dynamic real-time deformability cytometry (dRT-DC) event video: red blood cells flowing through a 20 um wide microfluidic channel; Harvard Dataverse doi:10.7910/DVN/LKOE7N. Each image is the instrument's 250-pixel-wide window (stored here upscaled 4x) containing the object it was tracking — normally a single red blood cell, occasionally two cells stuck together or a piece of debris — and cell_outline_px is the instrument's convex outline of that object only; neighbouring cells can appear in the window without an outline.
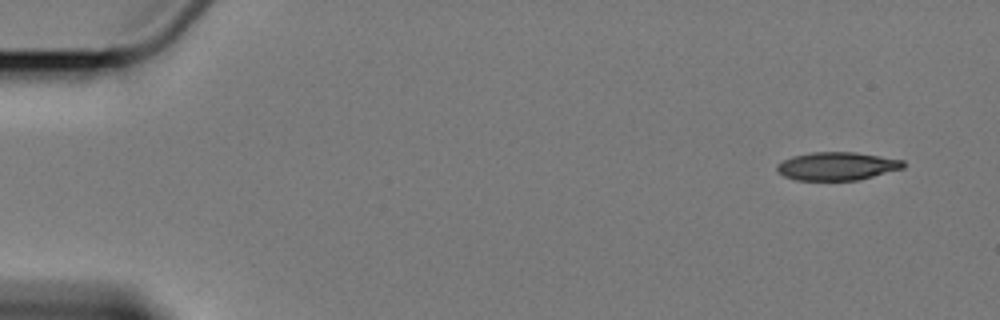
{"species": "Egyptian fruit bat (a non-hibernating species)", "species_latin": "Rousettus aegyptiacus", "temperature_condition": "cold", "stored_images_in_passage": 4, "camera_frame_rate_fps": 3000, "um_per_image_px": 0.085, "animal": {"sex": "female"}, "frame": {"image": 1, "passage_image": 1, "time_ms": 0.0, "image_size_px": [1000, 320], "cell_outline_px": [[908, 164], [904, 168], [860, 180], [796, 180], [784, 176], [776, 168], [776, 164], [792, 156], [812, 152], [856, 152], [904, 160]], "centroid_in_image_um": [71.19, 14.12], "position_along_channel_um": 13.8, "area_um2": 20.87}}